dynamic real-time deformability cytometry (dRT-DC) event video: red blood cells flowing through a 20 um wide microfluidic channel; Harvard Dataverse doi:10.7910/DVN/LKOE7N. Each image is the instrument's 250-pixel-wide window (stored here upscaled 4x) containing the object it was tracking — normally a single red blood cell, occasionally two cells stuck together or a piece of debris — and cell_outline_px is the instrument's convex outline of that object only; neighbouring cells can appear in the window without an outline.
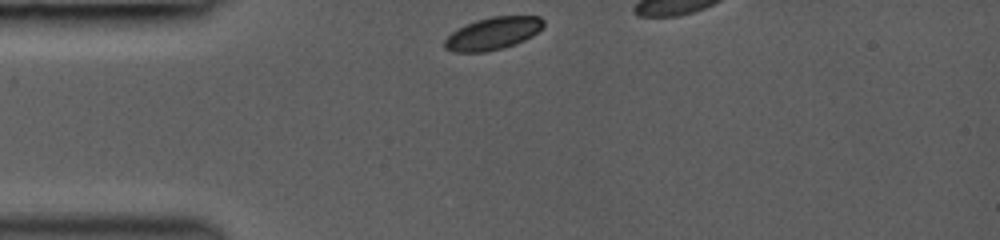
{"species": "common noctule bat (a hibernating species)", "species_latin": "Nyctalus noctula", "temperature_condition": "room temperature", "stored_images_in_passage": 5, "camera_frame_rate_fps": 3000, "um_per_image_px": 0.085, "animal": {"sex": "female", "body_mass_g": 19.0, "forearm_length_mm": 53.3}, "frame": {"image": 1, "passage_image": 1, "time_ms": 0.0, "image_size_px": [1000, 240], "cell_outline_px": [[544, 24], [532, 36], [516, 44], [504, 48], [484, 52], [452, 52], [444, 48], [444, 40], [452, 32], [476, 20], [492, 16], [540, 16], [544, 20]], "centroid_in_image_um": [41.89, 2.85], "position_along_channel_um": 43.1, "area_um2": 18.61}}